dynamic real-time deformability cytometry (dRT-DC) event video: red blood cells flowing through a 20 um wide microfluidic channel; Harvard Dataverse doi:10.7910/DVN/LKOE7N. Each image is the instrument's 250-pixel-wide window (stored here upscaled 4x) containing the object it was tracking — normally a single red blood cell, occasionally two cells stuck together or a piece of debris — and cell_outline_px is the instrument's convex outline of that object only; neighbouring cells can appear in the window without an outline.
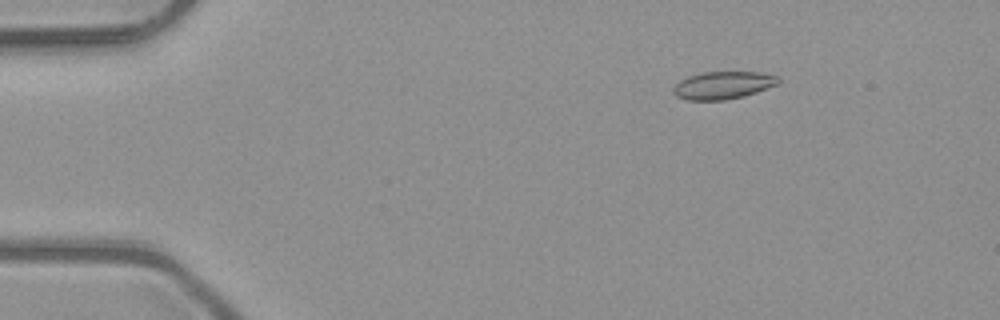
{"species": "common noctule bat (a hibernating species)", "species_latin": "Nyctalus noctula", "temperature_condition": "room temperature", "stored_images_in_passage": 6, "camera_frame_rate_fps": 3000, "um_per_image_px": 0.085, "animal": {"sex": "male", "body_mass_g": 23.1, "forearm_length_mm": 52.7}, "frame": {"image": 1, "passage_image": 3, "time_ms": 0.667, "image_size_px": [1000, 320], "cell_outline_px": [[780, 80], [776, 84], [756, 92], [744, 96], [724, 100], [688, 100], [676, 96], [672, 92], [672, 88], [680, 80], [688, 76], [700, 72], [760, 72], [780, 76]], "centroid_in_image_um": [61.43, 7.24], "position_along_channel_um": 23.6, "area_um2": 16.94}}
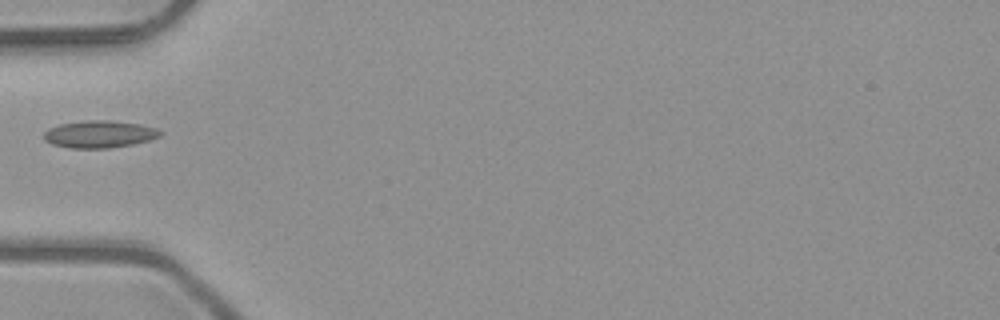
{"frame": {"image": 2, "passage_image": 6, "time_ms": 1.667, "image_size_px": [1000, 320], "cell_outline_px": [[164, 132], [160, 136], [148, 140], [132, 144], [108, 148], [72, 148], [52, 144], [44, 140], [44, 132], [48, 128], [60, 124], [88, 120], [108, 120], [140, 124], [156, 128]], "centroid_in_image_um": [8.45, 11.4], "position_along_channel_um": 76.6, "area_um2": 18.38}}